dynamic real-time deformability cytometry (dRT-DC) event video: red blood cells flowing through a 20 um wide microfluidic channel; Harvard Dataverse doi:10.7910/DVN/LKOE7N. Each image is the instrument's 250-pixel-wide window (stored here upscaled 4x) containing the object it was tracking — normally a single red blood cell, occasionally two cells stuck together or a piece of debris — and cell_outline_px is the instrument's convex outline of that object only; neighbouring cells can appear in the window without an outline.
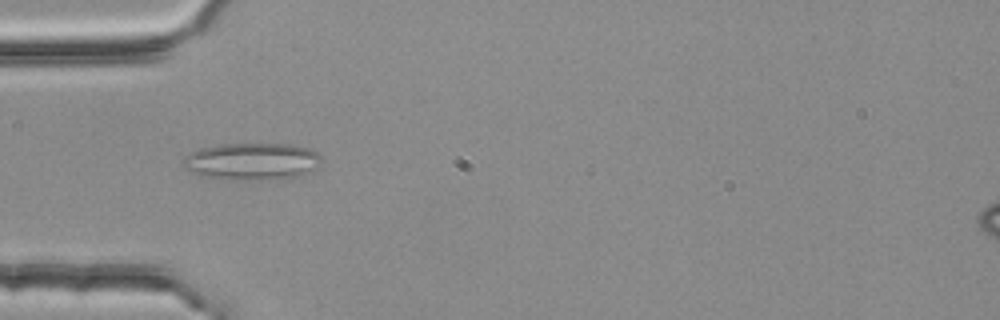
{"species": "common noctule bat (a hibernating species)", "species_latin": "Nyctalus noctula", "temperature_condition": "room temperature", "stored_images_in_passage": 4, "camera_frame_rate_fps": 3000, "um_per_image_px": 0.085, "animal": {"sex": "female", "body_mass_g": 25.1}, "frame": {"image": 1, "passage_image": 3, "time_ms": 0.667, "image_size_px": [1000, 320], "cell_outline_px": [[320, 164], [316, 168], [296, 176], [236, 180], [228, 180], [200, 176], [184, 168], [180, 164], [184, 156], [200, 148], [216, 144], [292, 144], [312, 148], [320, 156]], "centroid_in_image_um": [21.34, 13.7], "position_along_channel_um": 63.7, "area_um2": 29.88}}